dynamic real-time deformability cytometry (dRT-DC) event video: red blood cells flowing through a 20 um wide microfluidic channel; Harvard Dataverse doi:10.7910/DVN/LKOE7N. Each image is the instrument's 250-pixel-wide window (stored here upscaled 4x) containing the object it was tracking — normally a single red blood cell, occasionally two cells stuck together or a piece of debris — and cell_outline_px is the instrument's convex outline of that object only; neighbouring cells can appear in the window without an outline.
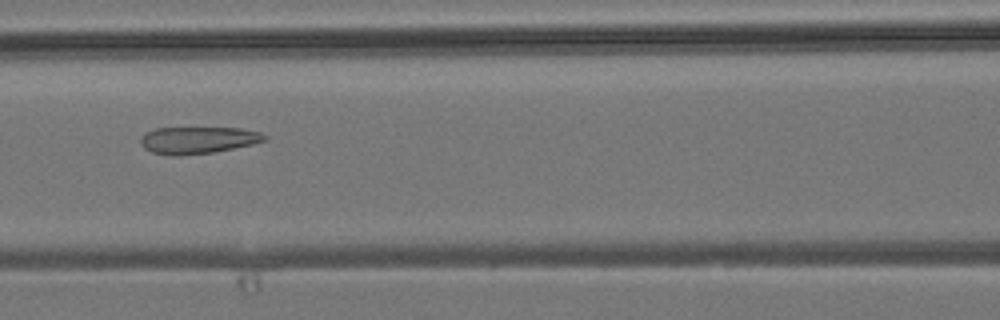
{"species": "common noctule bat (a hibernating species)", "species_latin": "Nyctalus noctula", "temperature_condition": "room temperature", "stored_images_in_passage": 3, "camera_frame_rate_fps": 3000, "um_per_image_px": 0.085, "animal": {"sex": "male", "body_mass_g": 19.2, "forearm_length_mm": 51.8}, "frame": {"image": 1, "passage_image": 3, "time_ms": 3.0, "image_size_px": [1000, 320], "cell_outline_px": [[268, 140], [252, 144], [212, 152], [176, 156], [172, 156], [152, 152], [144, 148], [140, 144], [140, 136], [144, 132], [156, 128], [240, 128], [260, 132], [268, 136]], "centroid_in_image_um": [16.79, 11.9], "position_along_channel_um": 149.8, "area_um2": 19.54}}